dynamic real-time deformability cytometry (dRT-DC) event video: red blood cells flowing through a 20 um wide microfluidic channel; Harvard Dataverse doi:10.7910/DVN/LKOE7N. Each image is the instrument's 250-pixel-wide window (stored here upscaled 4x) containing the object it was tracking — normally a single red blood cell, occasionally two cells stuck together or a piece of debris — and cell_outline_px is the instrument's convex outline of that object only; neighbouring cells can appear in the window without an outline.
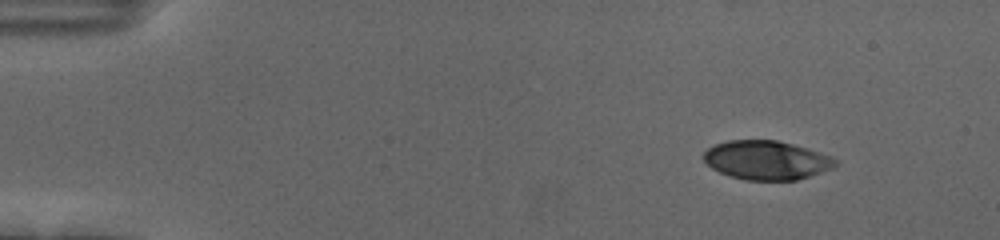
{"species": "human", "species_latin": "Homo sapiens", "temperature_condition": "cold", "stored_images_in_passage": 50, "camera_frame_rate_fps": 3000, "um_per_image_px": 0.085, "donor": {"sex": "female"}, "frame": {"image": 1, "passage_image": 1, "time_ms": 0.0, "image_size_px": [1000, 240], "cell_outline_px": [[836, 164], [832, 168], [796, 180], [744, 180], [728, 176], [712, 168], [704, 160], [704, 152], [708, 148], [716, 144], [728, 140], [776, 140], [808, 148], [828, 156], [836, 160]], "centroid_in_image_um": [65.11, 13.61], "position_along_channel_um": 19.9, "area_um2": 29.59}}
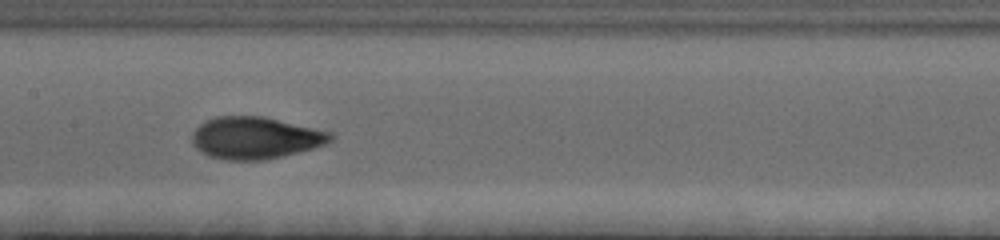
{"frame": {"image": 2, "passage_image": 23, "time_ms": 7.333, "image_size_px": [1000, 240], "cell_outline_px": [[336, 136], [328, 144], [264, 160], [224, 160], [208, 156], [200, 152], [192, 144], [192, 132], [204, 120], [216, 116], [264, 116], [332, 132]], "centroid_in_image_um": [21.69, 11.71], "position_along_channel_um": 185.7, "area_um2": 34.16}}
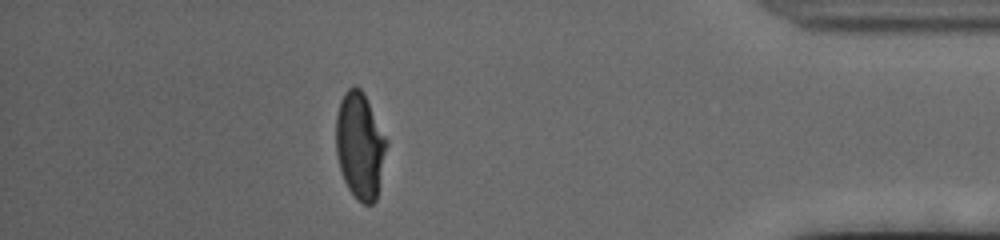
{"frame": {"image": 3, "passage_image": 44, "time_ms": 14.333, "image_size_px": [1000, 240], "cell_outline_px": [[388, 144], [376, 200], [372, 204], [364, 204], [356, 200], [348, 188], [344, 180], [340, 168], [336, 152], [336, 116], [340, 100], [344, 92], [348, 88], [360, 88], [388, 140]], "centroid_in_image_um": [30.59, 12.41], "position_along_channel_um": 404.6, "area_um2": 31.21}, "authors_computed_cell_mechanics": {"area_um2": 32.3969, "velocity_mm_per_s": 3.683, "shape_relaxation_time_tau1_ms": 3.8717, "shape_relaxation_time_tau2_ms": 0.9113, "deformation_change_tau1": 0.1715, "deformation_change_tau2": 0.0551}}